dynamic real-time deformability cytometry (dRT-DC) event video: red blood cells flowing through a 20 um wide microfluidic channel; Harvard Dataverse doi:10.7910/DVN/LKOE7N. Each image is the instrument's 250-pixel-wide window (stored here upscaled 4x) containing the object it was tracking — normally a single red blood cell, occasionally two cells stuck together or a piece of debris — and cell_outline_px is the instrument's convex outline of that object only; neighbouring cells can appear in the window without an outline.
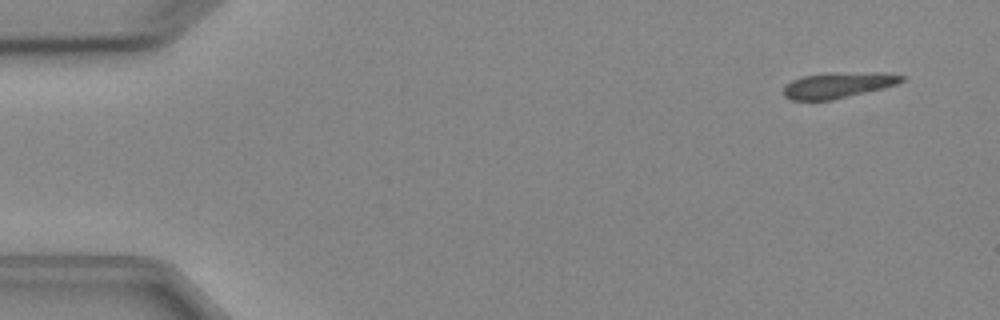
{"species": "Egyptian fruit bat (a non-hibernating species)", "species_latin": "Rousettus aegyptiacus", "temperature_condition": "cold", "stored_images_in_passage": 5, "camera_frame_rate_fps": 3000, "um_per_image_px": 0.085, "animal": {"sex": "female"}, "frame": {"image": 1, "passage_image": 1, "time_ms": 0.0, "image_size_px": [1000, 320], "cell_outline_px": [[904, 80], [896, 84], [884, 88], [832, 100], [792, 100], [784, 96], [784, 88], [792, 80], [804, 76], [828, 72], [884, 72], [904, 76]], "centroid_in_image_um": [71.26, 7.22], "position_along_channel_um": 13.7, "area_um2": 17.8}}
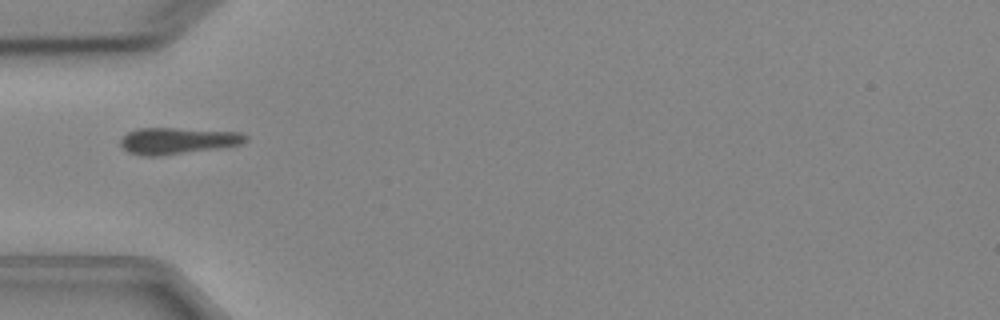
{"frame": {"image": 2, "passage_image": 5, "time_ms": 4.333, "image_size_px": [1000, 320], "cell_outline_px": [[248, 140], [240, 144], [220, 148], [160, 156], [140, 156], [128, 152], [120, 144], [120, 140], [128, 132], [136, 128], [176, 128], [244, 132], [248, 136]], "centroid_in_image_um": [15.12, 11.96], "position_along_channel_um": 69.9, "area_um2": 19.54}}